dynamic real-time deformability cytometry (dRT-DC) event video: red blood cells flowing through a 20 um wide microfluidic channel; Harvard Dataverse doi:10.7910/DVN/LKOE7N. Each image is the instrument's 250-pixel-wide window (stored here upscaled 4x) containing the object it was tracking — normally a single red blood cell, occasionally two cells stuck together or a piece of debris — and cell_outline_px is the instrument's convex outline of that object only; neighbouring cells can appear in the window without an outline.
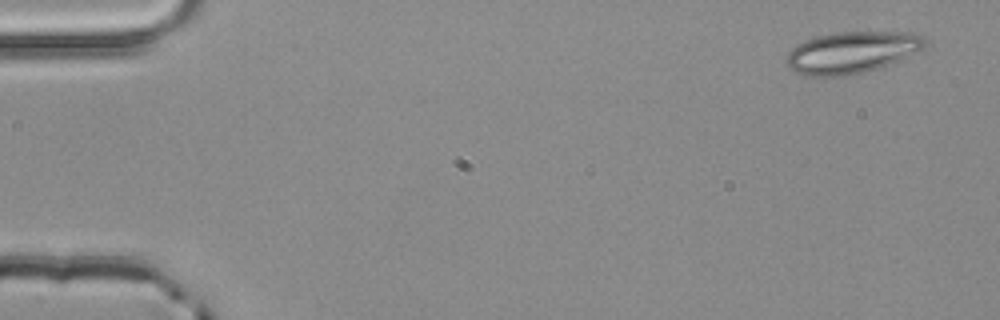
{"species": "common noctule bat (a hibernating species)", "species_latin": "Nyctalus noctula", "temperature_condition": "room temperature", "stored_images_in_passage": 3, "camera_frame_rate_fps": 3000, "um_per_image_px": 0.085, "animal": {"sex": "male", "body_mass_g": 20.4}, "frame": {"image": 1, "passage_image": 1, "time_ms": 0.0, "image_size_px": [1000, 320], "cell_outline_px": [[928, 40], [924, 48], [904, 60], [864, 72], [848, 76], [804, 76], [788, 68], [784, 64], [784, 60], [788, 52], [792, 48], [804, 40], [816, 36], [836, 32], [912, 32], [924, 36]], "centroid_in_image_um": [72.41, 4.46], "position_along_channel_um": 12.6, "area_um2": 34.39}}